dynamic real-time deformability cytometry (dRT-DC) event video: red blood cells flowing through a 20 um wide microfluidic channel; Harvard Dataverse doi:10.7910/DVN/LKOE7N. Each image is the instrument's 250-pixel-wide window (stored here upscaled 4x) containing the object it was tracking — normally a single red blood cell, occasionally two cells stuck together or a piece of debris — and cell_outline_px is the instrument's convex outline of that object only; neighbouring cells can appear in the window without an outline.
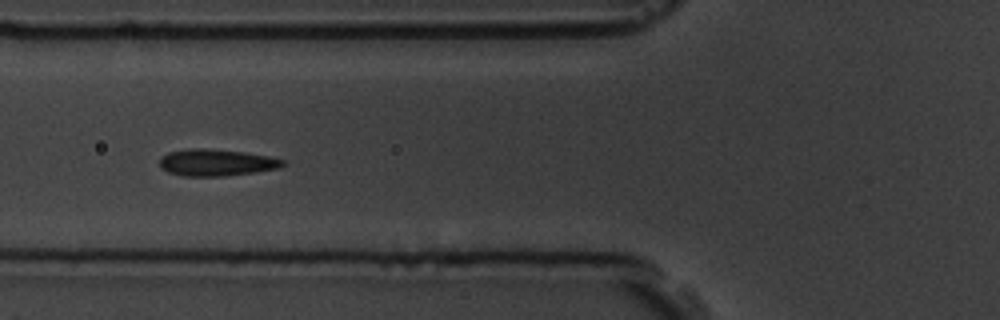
{"species": "common noctule bat (a hibernating species)", "species_latin": "Nyctalus noctula", "temperature_condition": "room temperature", "stored_images_in_passage": 9, "camera_frame_rate_fps": 3000, "um_per_image_px": 0.085, "animal": {"sex": "male", "body_mass_g": 19.5, "forearm_length_mm": 54.6}, "frame": {"image": 1, "passage_image": 6, "time_ms": 5.667, "image_size_px": [1000, 320], "cell_outline_px": [[284, 164], [280, 168], [256, 172], [224, 176], [184, 176], [168, 172], [160, 168], [160, 156], [168, 152], [188, 148], [204, 148], [244, 152], [268, 156], [284, 160]], "centroid_in_image_um": [18.36, 13.81], "position_along_channel_um": 107.4, "area_um2": 19.31}}
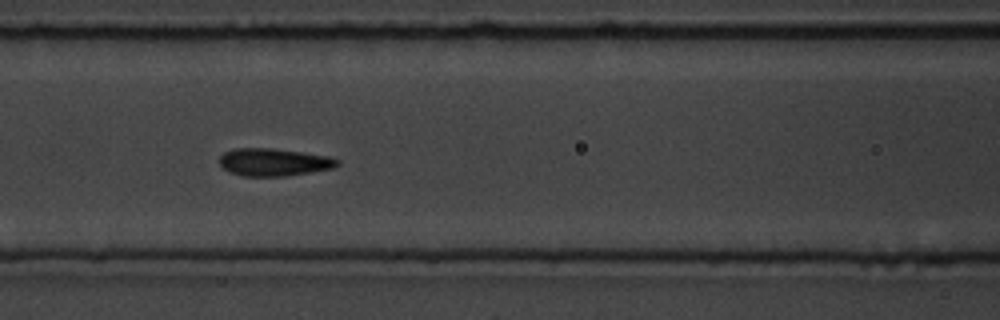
{"frame": {"image": 2, "passage_image": 7, "time_ms": 6.667, "image_size_px": [1000, 320], "cell_outline_px": [[340, 164], [332, 168], [284, 176], [244, 176], [228, 172], [220, 164], [220, 156], [224, 152], [236, 148], [272, 148], [328, 156], [340, 160]], "centroid_in_image_um": [23.25, 13.78], "position_along_channel_um": 143.3, "area_um2": 18.79}}
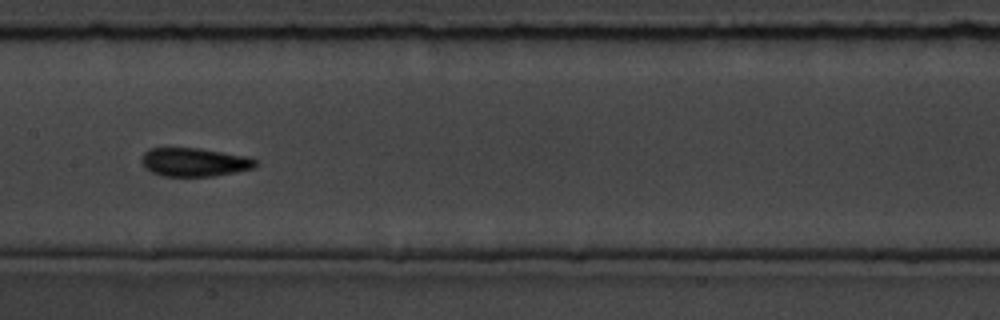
{"frame": {"image": 3, "passage_image": 8, "time_ms": 8.0, "image_size_px": [1000, 320], "cell_outline_px": [[256, 164], [252, 168], [236, 172], [212, 176], [164, 176], [152, 172], [144, 168], [140, 160], [144, 152], [148, 148], [200, 148], [248, 156], [256, 160]], "centroid_in_image_um": [16.48, 13.77], "position_along_channel_um": 190.9, "area_um2": 19.02}}